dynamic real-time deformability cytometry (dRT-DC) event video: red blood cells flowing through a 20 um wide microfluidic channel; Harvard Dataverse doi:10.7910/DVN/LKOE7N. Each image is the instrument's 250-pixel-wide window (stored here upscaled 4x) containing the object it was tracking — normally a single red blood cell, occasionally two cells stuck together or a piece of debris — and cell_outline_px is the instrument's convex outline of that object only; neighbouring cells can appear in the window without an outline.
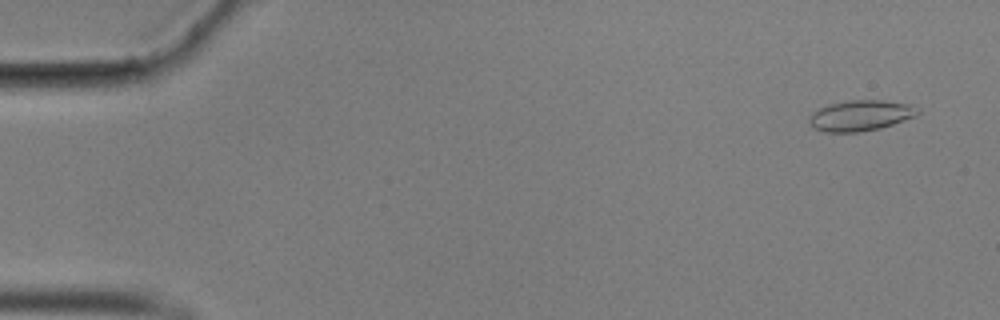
{"species": "common noctule bat (a hibernating species)", "species_latin": "Nyctalus noctula", "temperature_condition": "cold", "stored_images_in_passage": 57, "camera_frame_rate_fps": 3000, "um_per_image_px": 0.085, "animal": {"sex": "male", "body_mass_g": 17.9}, "frame": {"image": 1, "passage_image": 3, "time_ms": 0.667, "image_size_px": [1000, 320], "cell_outline_px": [[920, 112], [916, 116], [880, 128], [860, 132], [824, 132], [816, 128], [808, 120], [812, 112], [828, 104], [848, 100], [884, 100], [908, 104], [920, 108]], "centroid_in_image_um": [73.17, 9.81], "position_along_channel_um": 11.8, "area_um2": 19.36}}
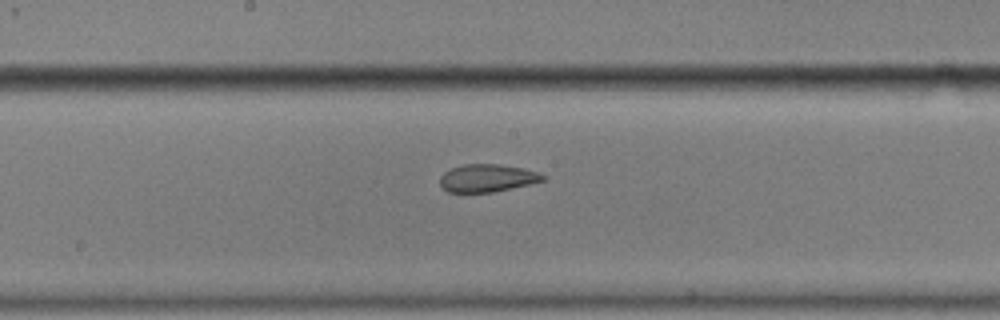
{"frame": {"image": 2, "passage_image": 30, "time_ms": 9.667, "image_size_px": [1000, 320], "cell_outline_px": [[548, 176], [544, 180], [528, 184], [492, 192], [448, 192], [440, 184], [440, 176], [444, 172], [452, 168], [464, 164], [500, 164], [524, 168], [540, 172]], "centroid_in_image_um": [41.44, 15.12], "position_along_channel_um": 206.8, "area_um2": 16.59}}
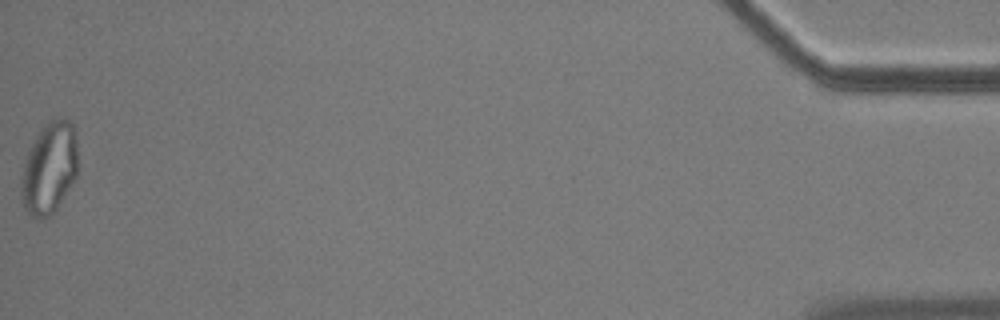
{"frame": {"image": 3, "passage_image": 57, "time_ms": 18.667, "image_size_px": [1000, 320], "cell_outline_px": [[76, 176], [56, 208], [48, 216], [40, 220], [32, 216], [24, 208], [20, 196], [20, 176], [24, 160], [36, 136], [48, 120], [60, 116], [72, 120], [76, 140]], "centroid_in_image_um": [4.15, 14.26], "position_along_channel_um": 431.0, "area_um2": 30.29}, "authors_computed_cell_mechanics": {"area_um2": 18.8428, "velocity_mm_per_s": 3.5277, "shape_relaxation_time_tau1_ms": null, "shape_relaxation_time_tau2_ms": 1.412, "deformation_change_tau1": null, "deformation_change_tau2": 0.0702}}